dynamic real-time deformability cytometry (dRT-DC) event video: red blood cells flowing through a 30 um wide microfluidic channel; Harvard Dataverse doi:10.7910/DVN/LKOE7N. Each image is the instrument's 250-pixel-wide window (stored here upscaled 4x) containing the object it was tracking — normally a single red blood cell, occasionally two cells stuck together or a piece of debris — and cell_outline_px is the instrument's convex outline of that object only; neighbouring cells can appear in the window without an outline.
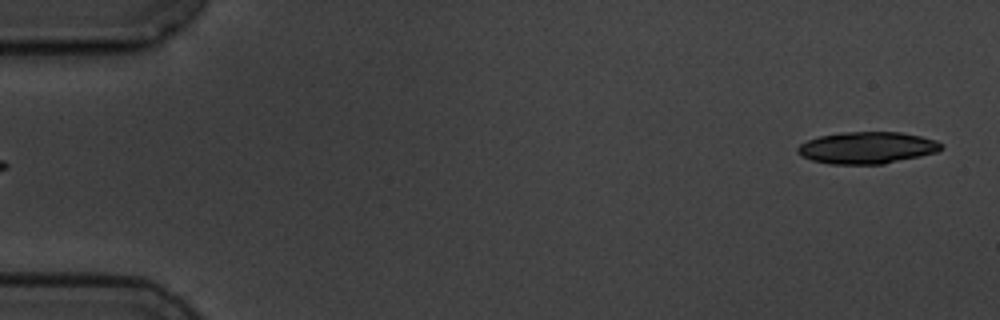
{"species": "common noctule bat (a hibernating species)", "species_latin": "Nyctalus noctula", "temperature_condition": "cold", "stored_images_in_passage": 5, "segment_of_instrument_passage": [2, 2], "camera_frame_rate_fps": 3000, "um_per_image_px": 0.085, "animal": {"sex": "male", "body_mass_g": 19.5, "forearm_length_mm": 54.6}, "frame": {"image": 1, "passage_image": 5, "time_ms": 5.667, "image_size_px": [1000, 320], "cell_outline_px": [[944, 148], [936, 152], [920, 156], [884, 164], [832, 164], [812, 160], [800, 156], [796, 152], [796, 148], [800, 144], [808, 140], [820, 136], [840, 132], [900, 132], [920, 136], [936, 140], [944, 144]], "centroid_in_image_um": [73.7, 12.56], "position_along_channel_um": 11.3, "area_um2": 26.76}}